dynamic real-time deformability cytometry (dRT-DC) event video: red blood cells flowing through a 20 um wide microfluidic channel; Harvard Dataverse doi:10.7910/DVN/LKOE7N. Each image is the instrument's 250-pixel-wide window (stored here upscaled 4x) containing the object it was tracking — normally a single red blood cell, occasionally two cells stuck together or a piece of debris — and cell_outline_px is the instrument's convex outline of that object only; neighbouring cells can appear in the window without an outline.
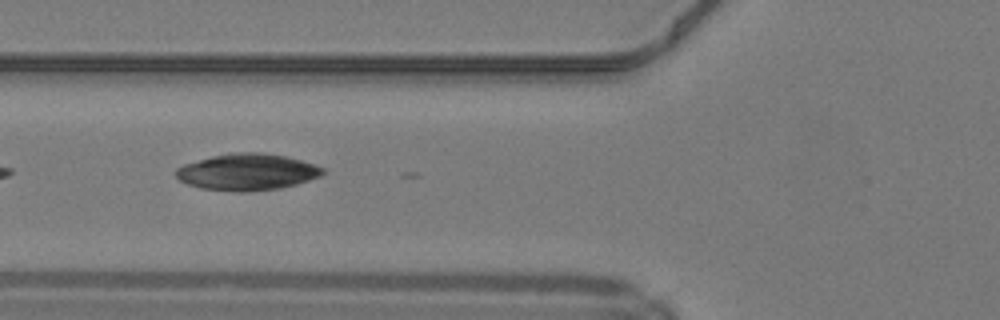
{"species": "common noctule bat (a hibernating species)", "species_latin": "Nyctalus noctula", "temperature_condition": "warm", "stored_images_in_passage": 35, "camera_frame_rate_fps": 3000, "um_per_image_px": 0.085, "animal": {"sex": "male", "body_mass_g": 19.2, "forearm_length_mm": 51.8}, "frame": {"image": 1, "passage_image": 5, "time_ms": 1.333, "image_size_px": [1000, 320], "cell_outline_px": [[328, 172], [320, 176], [296, 184], [280, 188], [248, 192], [236, 192], [200, 188], [188, 184], [180, 180], [176, 176], [176, 168], [184, 164], [212, 156], [232, 152], [260, 152], [284, 156], [300, 160], [324, 168]], "centroid_in_image_um": [21.01, 14.62], "position_along_channel_um": 104.8, "area_um2": 31.27}}